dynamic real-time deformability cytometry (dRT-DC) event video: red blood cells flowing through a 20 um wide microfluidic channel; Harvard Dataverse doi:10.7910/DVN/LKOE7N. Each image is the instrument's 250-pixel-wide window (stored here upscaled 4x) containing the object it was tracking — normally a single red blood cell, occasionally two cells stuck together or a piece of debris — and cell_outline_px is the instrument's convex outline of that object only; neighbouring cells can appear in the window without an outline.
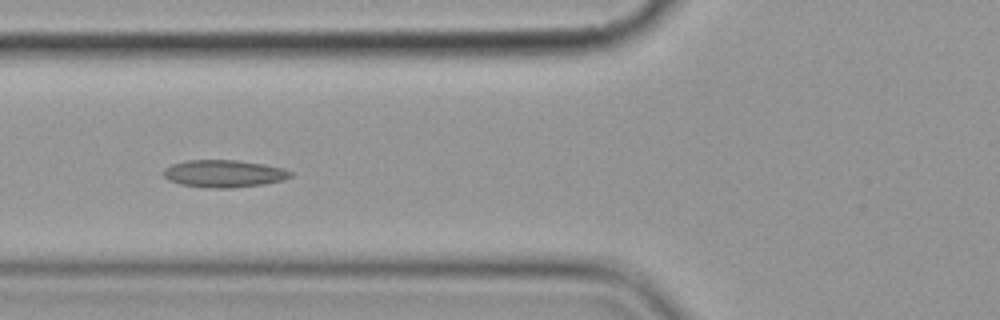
{"species": "common noctule bat (a hibernating species)", "species_latin": "Nyctalus noctula", "temperature_condition": "cold", "stored_images_in_passage": 8, "camera_frame_rate_fps": 3000, "um_per_image_px": 0.085, "animal": {"sex": "female", "body_mass_g": 19.9}, "frame": {"image": 1, "passage_image": 7, "time_ms": 6.667, "image_size_px": [1000, 320], "cell_outline_px": [[292, 176], [284, 180], [264, 184], [228, 188], [208, 188], [180, 184], [168, 180], [164, 176], [164, 168], [172, 164], [188, 160], [236, 160], [264, 164], [284, 168], [292, 172]], "centroid_in_image_um": [19.05, 14.76], "position_along_channel_um": 106.8, "area_um2": 20.29}}
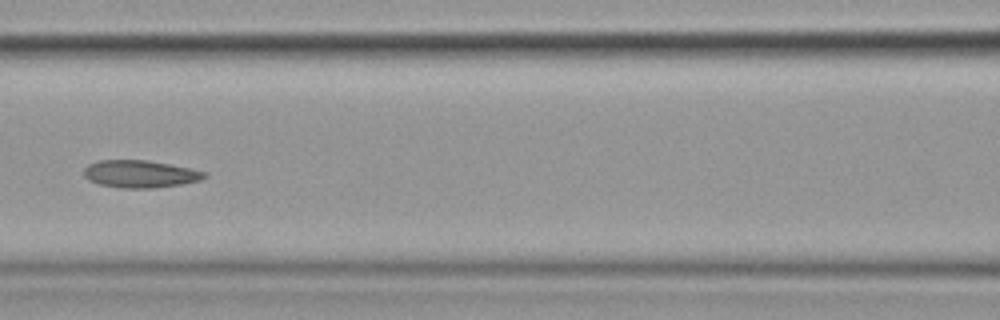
{"frame": {"image": 2, "passage_image": 8, "time_ms": 8.0, "image_size_px": [1000, 320], "cell_outline_px": [[208, 176], [200, 180], [180, 184], [152, 188], [120, 188], [100, 184], [88, 180], [84, 176], [84, 168], [88, 164], [100, 160], [148, 160], [208, 172]], "centroid_in_image_um": [11.9, 14.78], "position_along_channel_um": 154.7, "area_um2": 19.19}}